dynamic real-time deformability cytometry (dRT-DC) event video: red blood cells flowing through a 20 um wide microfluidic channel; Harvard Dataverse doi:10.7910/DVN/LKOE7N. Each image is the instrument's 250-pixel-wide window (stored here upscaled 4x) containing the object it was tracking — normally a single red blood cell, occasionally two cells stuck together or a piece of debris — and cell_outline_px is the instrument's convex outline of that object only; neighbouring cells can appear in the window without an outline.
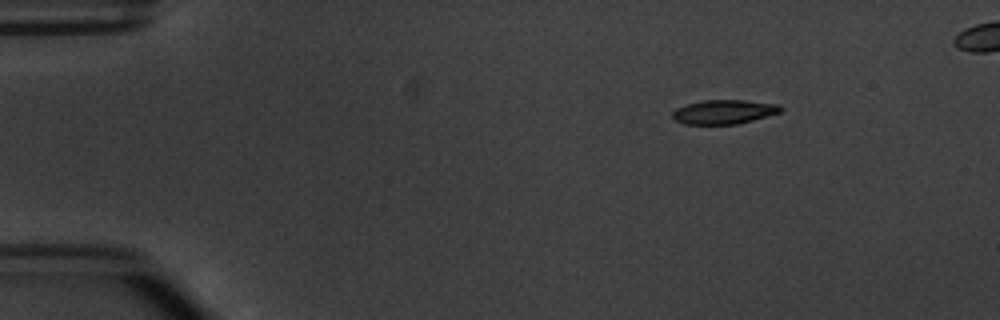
{"species": "common noctule bat (a hibernating species)", "species_latin": "Nyctalus noctula", "temperature_condition": "warm", "stored_images_in_passage": 4, "camera_frame_rate_fps": 3000, "um_per_image_px": 0.085, "animal": {"sex": "male", "body_mass_g": 20.1, "forearm_length_mm": 53.5}, "frame": {"image": 1, "passage_image": 1, "time_ms": 0.0, "image_size_px": [1000, 320], "cell_outline_px": [[784, 108], [780, 112], [752, 120], [736, 124], [684, 124], [672, 120], [672, 112], [676, 108], [688, 104], [704, 100], [744, 100], [780, 104]], "centroid_in_image_um": [61.52, 9.51], "position_along_channel_um": 23.5, "area_um2": 15.26}}